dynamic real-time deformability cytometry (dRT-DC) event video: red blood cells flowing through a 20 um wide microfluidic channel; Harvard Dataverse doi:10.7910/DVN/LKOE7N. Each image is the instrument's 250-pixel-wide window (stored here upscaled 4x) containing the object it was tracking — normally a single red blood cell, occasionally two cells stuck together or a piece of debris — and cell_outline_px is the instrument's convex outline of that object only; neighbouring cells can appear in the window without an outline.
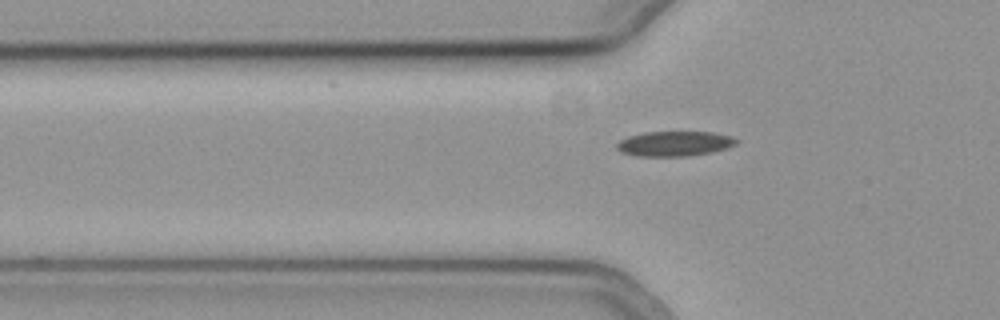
{"species": "common noctule bat (a hibernating species)", "species_latin": "Nyctalus noctula", "temperature_condition": "cold", "stored_images_in_passage": 42, "camera_frame_rate_fps": 3000, "um_per_image_px": 0.085, "animal": {"sex": "female", "body_mass_g": 19.3, "forearm_length_mm": 54.1}, "frame": {"image": 1, "passage_image": 11, "time_ms": 3.333, "image_size_px": [1000, 320], "cell_outline_px": [[736, 144], [728, 148], [712, 152], [688, 156], [636, 156], [624, 152], [616, 148], [616, 144], [620, 140], [628, 136], [644, 132], [712, 132], [732, 136], [736, 140]], "centroid_in_image_um": [57.34, 12.21], "position_along_channel_um": 68.5, "area_um2": 17.34}}
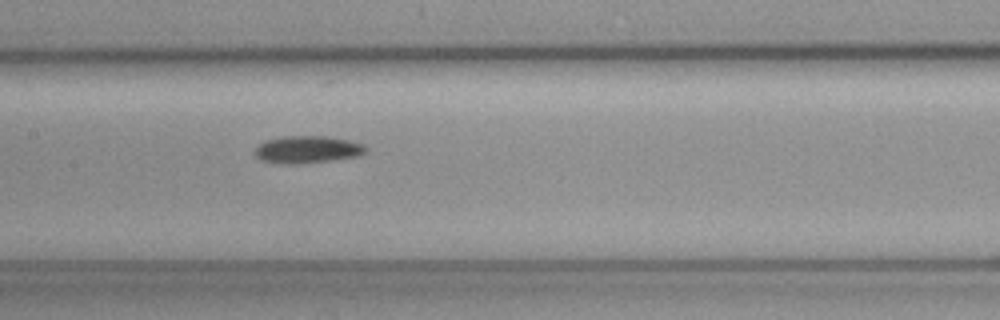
{"frame": {"image": 2, "passage_image": 20, "time_ms": 6.333, "image_size_px": [1000, 320], "cell_outline_px": [[368, 148], [364, 152], [356, 156], [328, 160], [292, 164], [284, 164], [260, 160], [256, 156], [256, 148], [264, 140], [284, 136], [328, 136], [348, 140], [364, 144]], "centroid_in_image_um": [26.11, 12.69], "position_along_channel_um": 181.3, "area_um2": 17.4}}
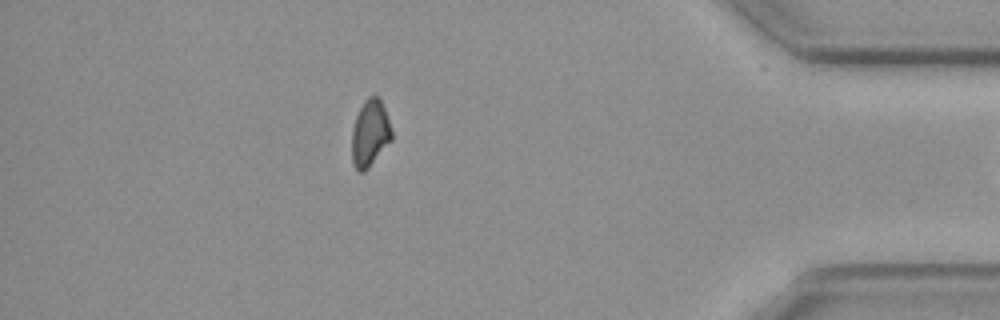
{"frame": {"image": 3, "passage_image": 41, "time_ms": 13.333, "image_size_px": [1000, 320], "cell_outline_px": [[392, 140], [368, 168], [364, 172], [356, 172], [352, 164], [352, 128], [356, 116], [364, 100], [368, 96], [380, 96], [392, 132]], "centroid_in_image_um": [31.43, 11.35], "position_along_channel_um": 403.8, "area_um2": 15.61}}